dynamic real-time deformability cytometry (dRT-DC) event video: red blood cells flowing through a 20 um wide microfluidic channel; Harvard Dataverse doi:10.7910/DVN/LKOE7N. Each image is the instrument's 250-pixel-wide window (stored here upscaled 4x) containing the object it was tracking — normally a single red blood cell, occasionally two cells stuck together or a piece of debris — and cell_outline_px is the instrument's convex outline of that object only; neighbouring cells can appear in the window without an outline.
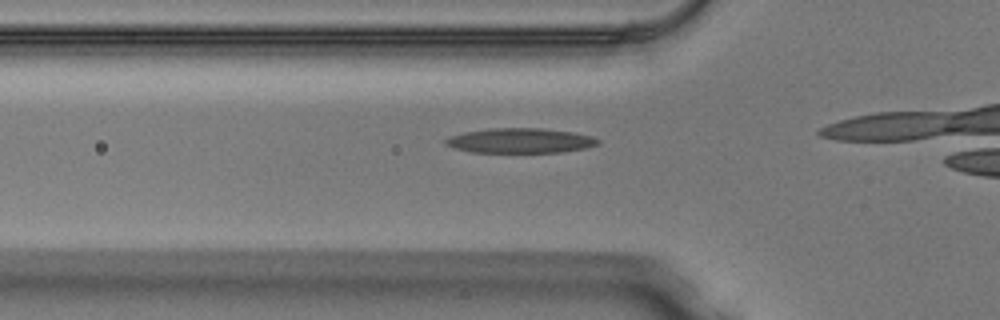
{"species": "Egyptian fruit bat (a non-hibernating species)", "species_latin": "Rousettus aegyptiacus", "temperature_condition": "warm", "stored_images_in_passage": 16, "camera_frame_rate_fps": 3000, "um_per_image_px": 0.085, "animal": {"sex": "male"}, "frame": {"image": 1, "passage_image": 12, "time_ms": 3.667, "image_size_px": [1000, 320], "cell_outline_px": [[600, 144], [584, 148], [560, 152], [472, 152], [456, 148], [444, 144], [444, 140], [452, 136], [464, 132], [492, 128], [540, 128], [572, 132], [592, 136], [600, 140]], "centroid_in_image_um": [44.24, 11.95], "position_along_channel_um": 81.6, "area_um2": 21.85}}